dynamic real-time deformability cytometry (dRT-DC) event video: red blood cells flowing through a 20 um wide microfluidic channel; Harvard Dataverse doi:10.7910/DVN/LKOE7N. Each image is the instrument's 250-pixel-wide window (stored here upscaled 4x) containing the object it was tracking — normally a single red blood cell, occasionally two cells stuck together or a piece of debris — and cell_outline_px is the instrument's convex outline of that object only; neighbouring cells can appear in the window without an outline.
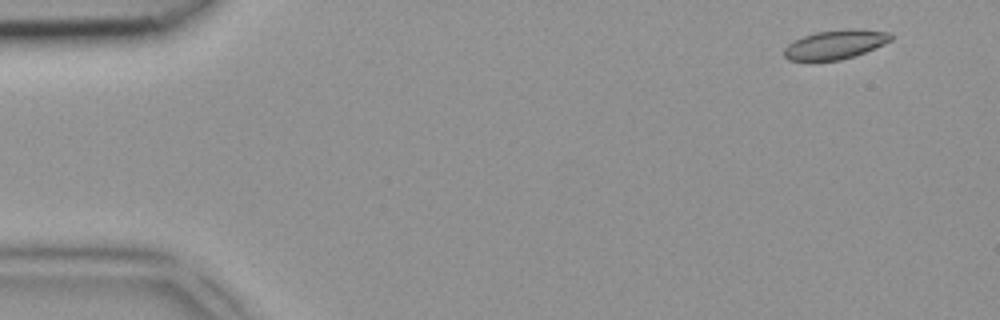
{"species": "common noctule bat (a hibernating species)", "species_latin": "Nyctalus noctula", "temperature_condition": "room temperature", "stored_images_in_passage": 4, "camera_frame_rate_fps": 3000, "um_per_image_px": 0.085, "animal": {"sex": "female", "body_mass_g": 18.4}, "frame": {"image": 1, "passage_image": 2, "time_ms": 0.333, "image_size_px": [1000, 320], "cell_outline_px": [[892, 40], [884, 44], [864, 52], [840, 60], [788, 60], [784, 56], [784, 48], [788, 44], [804, 36], [816, 32], [852, 28], [892, 32]], "centroid_in_image_um": [71.03, 3.77], "position_along_channel_um": 14.0, "area_um2": 17.92}}
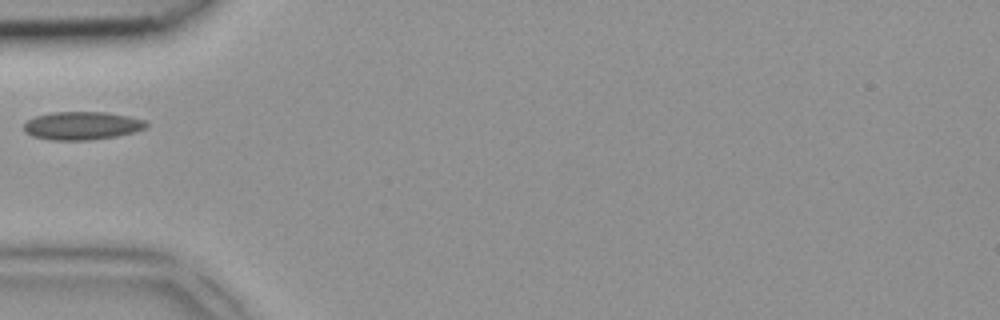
{"frame": {"image": 2, "passage_image": 4, "time_ms": 1.0, "image_size_px": [1000, 320], "cell_outline_px": [[148, 124], [144, 128], [132, 132], [116, 136], [88, 140], [52, 140], [32, 136], [24, 132], [24, 124], [28, 120], [36, 116], [52, 112], [104, 112], [128, 116], [144, 120]], "centroid_in_image_um": [6.93, 10.68], "position_along_channel_um": 78.1, "area_um2": 19.88}}